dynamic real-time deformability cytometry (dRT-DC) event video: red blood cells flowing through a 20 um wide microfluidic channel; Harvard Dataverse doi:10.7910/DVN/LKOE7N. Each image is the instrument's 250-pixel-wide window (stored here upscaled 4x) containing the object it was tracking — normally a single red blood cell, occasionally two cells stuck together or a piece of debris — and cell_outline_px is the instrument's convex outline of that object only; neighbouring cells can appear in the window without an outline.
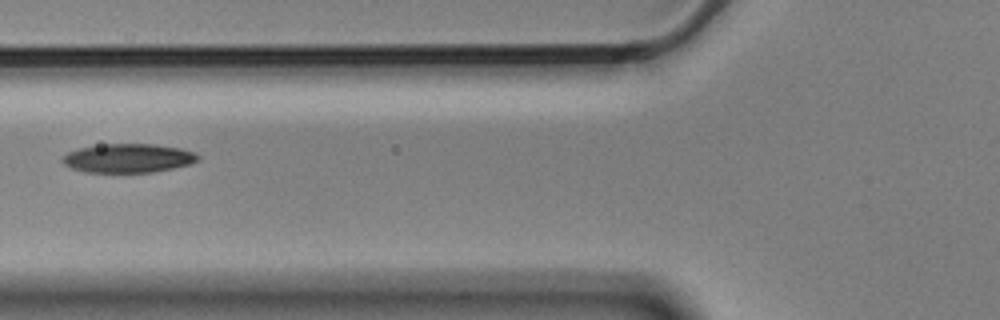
{"species": "Egyptian fruit bat (a non-hibernating species)", "species_latin": "Rousettus aegyptiacus", "temperature_condition": "cold", "stored_images_in_passage": 12, "camera_frame_rate_fps": 3000, "um_per_image_px": 0.085, "animal": {"sex": "male"}, "frame": {"image": 1, "passage_image": 5, "time_ms": 1.333, "image_size_px": [1000, 320], "cell_outline_px": [[200, 160], [188, 164], [172, 168], [152, 172], [84, 172], [72, 168], [64, 164], [60, 160], [68, 152], [80, 148], [104, 144], [152, 144], [180, 148], [196, 152], [200, 156]], "centroid_in_image_um": [10.91, 13.44], "position_along_channel_um": 114.9, "area_um2": 22.72}}
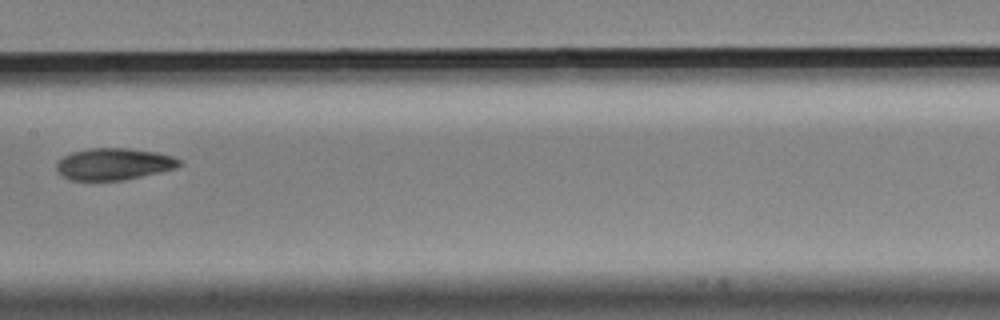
{"frame": {"image": 2, "passage_image": 7, "time_ms": 2.0, "image_size_px": [1000, 320], "cell_outline_px": [[180, 164], [176, 168], [160, 172], [124, 180], [72, 180], [64, 176], [56, 168], [56, 164], [64, 156], [72, 152], [88, 148], [128, 148], [156, 152], [172, 156], [180, 160]], "centroid_in_image_um": [9.69, 13.93], "position_along_channel_um": 197.7, "area_um2": 22.54}}
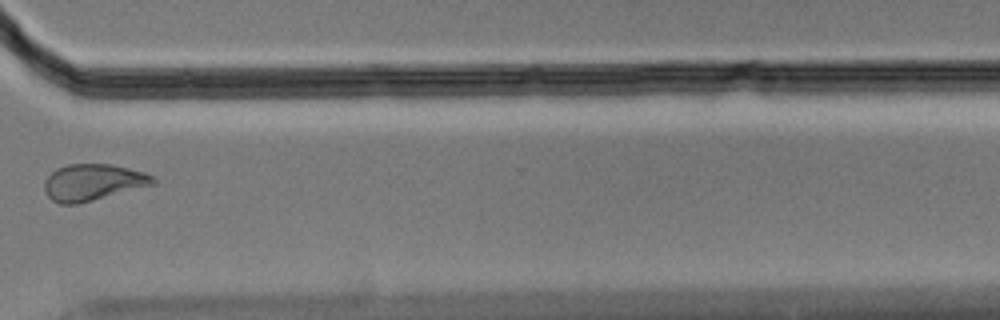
{"frame": {"image": 3, "passage_image": 11, "time_ms": 3.333, "image_size_px": [1000, 320], "cell_outline_px": [[156, 184], [76, 204], [60, 204], [52, 200], [44, 192], [44, 180], [56, 168], [68, 164], [112, 164], [144, 172], [152, 176], [156, 180]], "centroid_in_image_um": [7.88, 15.49], "position_along_channel_um": 362.7, "area_um2": 23.06}}